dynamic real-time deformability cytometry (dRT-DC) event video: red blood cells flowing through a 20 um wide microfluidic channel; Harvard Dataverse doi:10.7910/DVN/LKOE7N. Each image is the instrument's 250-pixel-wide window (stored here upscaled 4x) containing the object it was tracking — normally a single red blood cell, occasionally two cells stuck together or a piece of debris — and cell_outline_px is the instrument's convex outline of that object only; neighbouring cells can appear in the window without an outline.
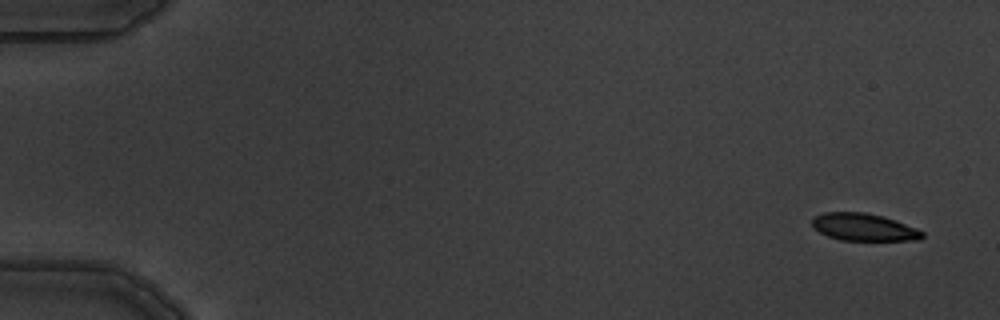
{"species": "common noctule bat (a hibernating species)", "species_latin": "Nyctalus noctula", "temperature_condition": "warm", "stored_images_in_passage": 6, "camera_frame_rate_fps": 3000, "um_per_image_px": 0.085, "animal": {"sex": "male", "body_mass_g": 19.5, "forearm_length_mm": 54.6}, "frame": {"image": 1, "passage_image": 1, "time_ms": 0.0, "image_size_px": [1000, 320], "cell_outline_px": [[924, 236], [920, 240], [840, 240], [828, 236], [812, 228], [812, 220], [816, 216], [824, 212], [864, 212], [884, 216], [896, 220], [916, 228], [924, 232]], "centroid_in_image_um": [73.43, 19.3], "position_along_channel_um": 11.6, "area_um2": 17.63}}